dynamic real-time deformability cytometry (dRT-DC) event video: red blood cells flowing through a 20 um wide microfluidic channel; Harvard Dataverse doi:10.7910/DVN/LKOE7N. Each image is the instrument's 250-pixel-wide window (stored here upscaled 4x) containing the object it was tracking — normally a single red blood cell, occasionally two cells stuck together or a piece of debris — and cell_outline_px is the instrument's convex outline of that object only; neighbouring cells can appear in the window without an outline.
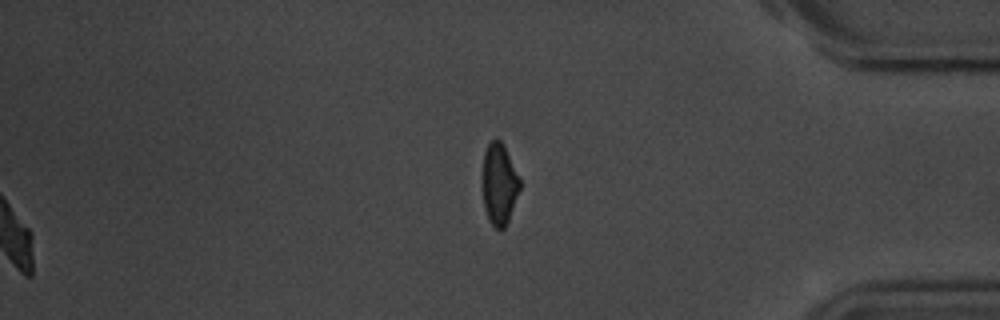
{"species": "common noctule bat (a hibernating species)", "species_latin": "Nyctalus noctula", "temperature_condition": "room temperature", "stored_images_in_passage": 55, "segment_of_instrument_passage": [2, 2], "camera_frame_rate_fps": 3000, "um_per_image_px": 0.085, "animal": {"sex": "male", "body_mass_g": 20.1, "forearm_length_mm": 53.5}, "frame": {"image": 1, "passage_image": 55, "time_ms": 18.0, "image_size_px": [1000, 320], "cell_outline_px": [[520, 188], [508, 220], [504, 228], [496, 228], [488, 220], [484, 208], [480, 184], [480, 176], [484, 152], [488, 144], [492, 140], [500, 140], [504, 144], [520, 180]], "centroid_in_image_um": [42.37, 15.62], "position_along_channel_um": 392.8, "area_um2": 18.09}}